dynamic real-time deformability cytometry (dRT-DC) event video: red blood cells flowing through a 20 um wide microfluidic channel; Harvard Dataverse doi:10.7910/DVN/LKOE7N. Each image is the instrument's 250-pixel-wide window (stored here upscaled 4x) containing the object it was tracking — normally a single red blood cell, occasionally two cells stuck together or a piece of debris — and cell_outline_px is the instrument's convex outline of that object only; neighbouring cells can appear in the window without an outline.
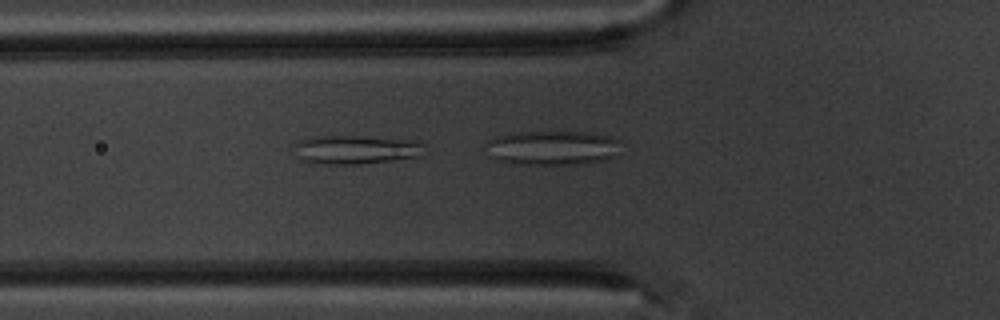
{"species": "common noctule bat (a hibernating species)", "species_latin": "Nyctalus noctula", "temperature_condition": "warm", "stored_images_in_passage": 8, "camera_frame_rate_fps": 3000, "um_per_image_px": 0.085, "animal": {"sex": "male", "body_mass_g": 20.1, "forearm_length_mm": 53.5}, "frame": {"image": 1, "passage_image": 4, "time_ms": 5.0, "image_size_px": [1000, 320], "cell_outline_px": [[428, 144], [420, 156], [360, 164], [324, 164], [300, 160], [292, 144], [300, 140], [316, 136], [356, 136], [400, 140]], "centroid_in_image_um": [30.18, 12.73], "position_along_channel_um": 95.6, "area_um2": 21.5}}